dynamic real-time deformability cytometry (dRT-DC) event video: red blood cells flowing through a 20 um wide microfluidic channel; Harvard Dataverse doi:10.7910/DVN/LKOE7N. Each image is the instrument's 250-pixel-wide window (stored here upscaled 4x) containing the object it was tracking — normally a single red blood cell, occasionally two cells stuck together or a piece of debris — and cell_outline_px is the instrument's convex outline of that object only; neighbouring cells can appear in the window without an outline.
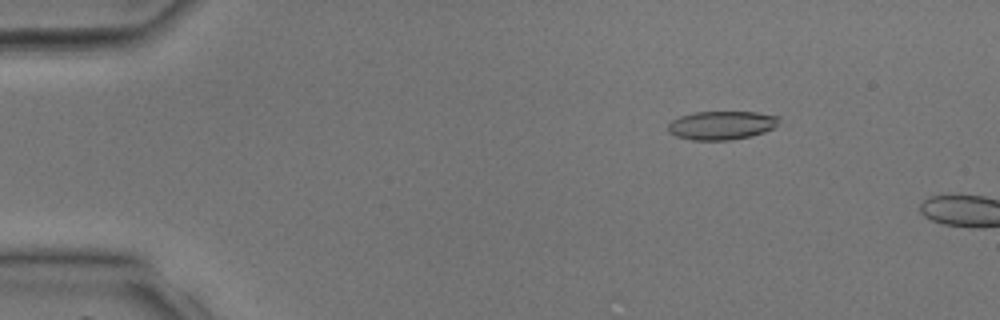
{"species": "common noctule bat (a hibernating species)", "species_latin": "Nyctalus noctula", "temperature_condition": "room temperature", "stored_images_in_passage": 6, "camera_frame_rate_fps": 3000, "um_per_image_px": 0.085, "animal": {"sex": "male", "body_mass_g": 17.9, "forearm_length_mm": 54.2}, "frame": {"image": 1, "passage_image": 4, "time_ms": 1.0, "image_size_px": [1000, 320], "cell_outline_px": [[780, 120], [772, 128], [764, 132], [752, 136], [728, 140], [692, 140], [676, 136], [668, 132], [668, 124], [672, 120], [680, 116], [696, 112], [756, 112], [780, 116]], "centroid_in_image_um": [61.33, 10.65], "position_along_channel_um": 23.7, "area_um2": 18.5}}